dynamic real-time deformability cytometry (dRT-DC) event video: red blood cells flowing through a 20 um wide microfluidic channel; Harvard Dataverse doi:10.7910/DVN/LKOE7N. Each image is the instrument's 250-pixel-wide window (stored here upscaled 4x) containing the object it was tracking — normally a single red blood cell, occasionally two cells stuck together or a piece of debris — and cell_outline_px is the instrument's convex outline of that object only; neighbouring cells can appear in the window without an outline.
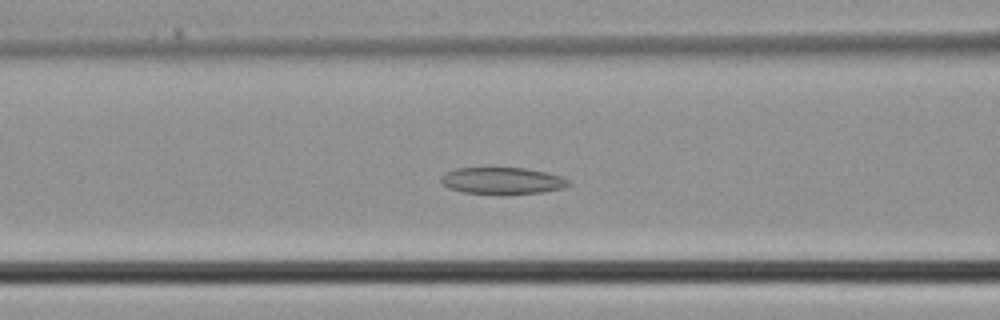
{"species": "common noctule bat (a hibernating species)", "species_latin": "Nyctalus noctula", "temperature_condition": "cold", "stored_images_in_passage": 38, "camera_frame_rate_fps": 3000, "um_per_image_px": 0.085, "animal": {"sex": "male", "body_mass_g": 21.5, "forearm_length_mm": 52.0}, "frame": {"image": 1, "passage_image": 15, "time_ms": 4.667, "image_size_px": [1000, 320], "cell_outline_px": [[572, 184], [564, 188], [544, 192], [460, 192], [448, 188], [440, 184], [440, 176], [444, 172], [456, 168], [524, 168], [548, 172], [572, 180]], "centroid_in_image_um": [42.69, 15.33], "position_along_channel_um": 123.9, "area_um2": 19.65}}
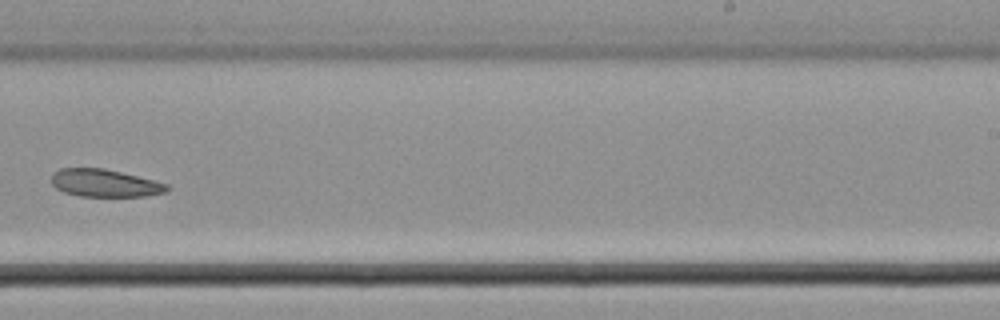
{"frame": {"image": 2, "passage_image": 24, "time_ms": 7.667, "image_size_px": [1000, 320], "cell_outline_px": [[172, 188], [168, 192], [144, 196], [80, 196], [64, 192], [56, 188], [52, 184], [52, 172], [60, 168], [104, 168], [168, 184]], "centroid_in_image_um": [8.91, 15.56], "position_along_channel_um": 280.1, "area_um2": 18.55}}
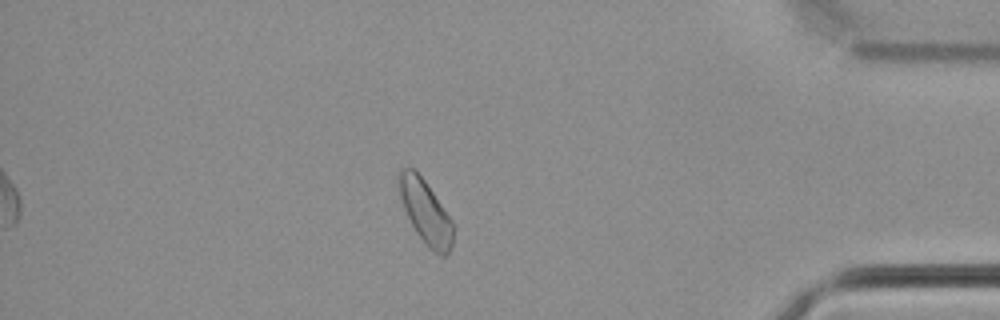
{"frame": {"image": 3, "passage_image": 33, "time_ms": 10.667, "image_size_px": [1000, 320], "cell_outline_px": [[452, 244], [448, 256], [440, 256], [428, 248], [416, 232], [404, 208], [400, 196], [396, 176], [396, 172], [400, 168], [412, 168], [424, 180], [452, 220]], "centroid_in_image_um": [36.14, 18.01], "position_along_channel_um": 399.1, "area_um2": 19.94}}